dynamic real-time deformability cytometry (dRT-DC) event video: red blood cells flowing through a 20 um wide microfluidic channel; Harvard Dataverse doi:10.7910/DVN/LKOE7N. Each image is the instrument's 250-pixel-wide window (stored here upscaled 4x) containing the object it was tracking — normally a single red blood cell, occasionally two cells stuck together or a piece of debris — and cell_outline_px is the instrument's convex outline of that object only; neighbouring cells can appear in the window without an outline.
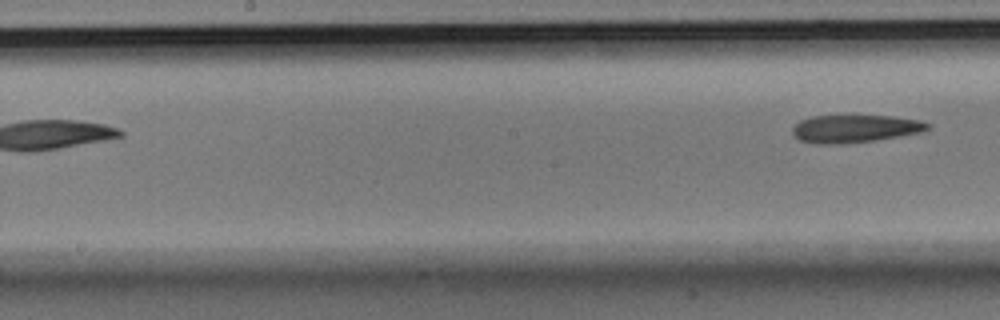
{"species": "Egyptian fruit bat (a non-hibernating species)", "species_latin": "Rousettus aegyptiacus", "temperature_condition": "room temperature", "stored_images_in_passage": 5, "segment_of_instrument_passage": [2, 2], "camera_frame_rate_fps": 3000, "um_per_image_px": 0.085, "animal": {"sex": "male"}, "frame": {"image": 1, "passage_image": 5, "time_ms": 1.333, "image_size_px": [1000, 320], "cell_outline_px": [[932, 128], [920, 132], [876, 140], [836, 144], [816, 144], [800, 140], [792, 132], [792, 128], [800, 120], [812, 116], [892, 116], [920, 120], [932, 124]], "centroid_in_image_um": [72.69, 10.93], "position_along_channel_um": 175.5, "area_um2": 21.73}}